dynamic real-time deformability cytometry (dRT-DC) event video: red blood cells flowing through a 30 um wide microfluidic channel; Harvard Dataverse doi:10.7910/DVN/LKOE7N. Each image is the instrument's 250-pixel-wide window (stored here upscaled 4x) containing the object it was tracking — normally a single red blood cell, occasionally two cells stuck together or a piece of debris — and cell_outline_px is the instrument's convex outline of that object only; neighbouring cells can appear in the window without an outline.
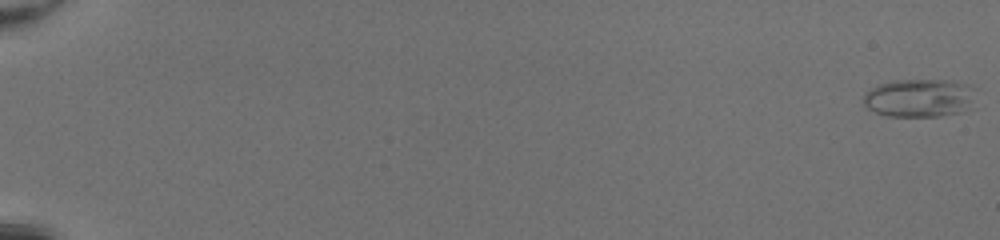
{"species": "common noctule bat (a hibernating species)", "species_latin": "Nyctalus noctula", "temperature_condition": "room temperature", "stored_images_in_passage": 52, "camera_frame_rate_fps": 3000, "um_per_image_px": 0.085, "animal": {"sex": "female", "body_mass_g": 20.0, "forearm_length_mm": 54.0}, "frame": {"image": 1, "passage_image": 1, "time_ms": 0.0, "image_size_px": [1000, 240], "cell_outline_px": [[976, 88], [960, 112], [940, 116], [888, 116], [876, 112], [868, 108], [864, 104], [864, 92], [880, 84], [892, 80], [952, 80], [972, 84]], "centroid_in_image_um": [78.08, 8.3], "position_along_channel_um": 6.9, "area_um2": 24.62}}
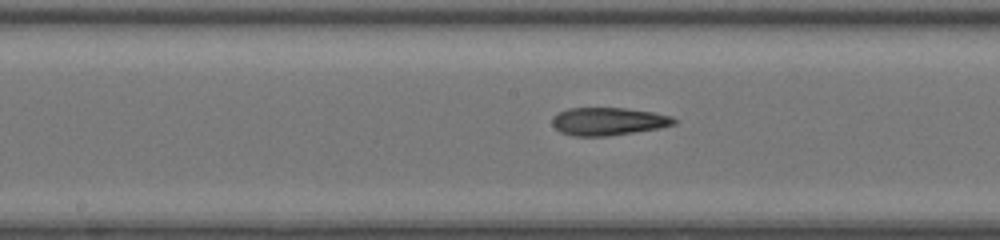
{"frame": {"image": 2, "passage_image": 30, "time_ms": 9.667, "image_size_px": [1000, 240], "cell_outline_px": [[680, 120], [676, 124], [660, 128], [608, 136], [576, 136], [560, 132], [552, 124], [552, 116], [568, 108], [624, 108], [652, 112], [672, 116]], "centroid_in_image_um": [51.74, 10.32], "position_along_channel_um": 196.5, "area_um2": 19.83}}
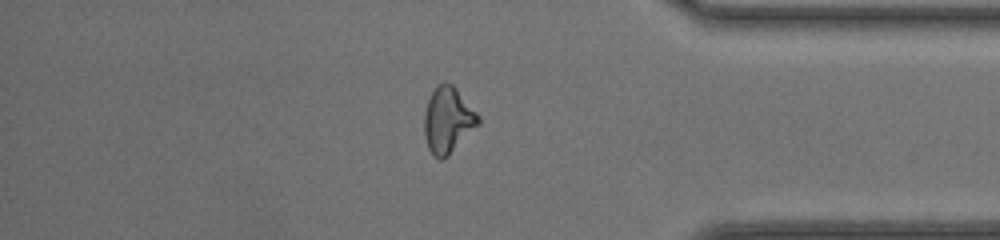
{"frame": {"image": 3, "passage_image": 45, "time_ms": 14.667, "image_size_px": [1000, 240], "cell_outline_px": [[480, 124], [448, 156], [440, 160], [432, 156], [428, 148], [424, 136], [424, 112], [428, 100], [436, 84], [444, 80], [452, 84], [456, 88], [480, 116]], "centroid_in_image_um": [38.06, 10.21], "position_along_channel_um": 397.1, "area_um2": 21.1}, "authors_computed_cell_mechanics": {"area_um2": 21.097, "velocity_mm_per_s": 4.3178, "shape_relaxation_time_tau1_ms": null, "shape_relaxation_time_tau2_ms": 2.0435, "deformation_change_tau1": null, "deformation_change_tau2": 0.1008}}